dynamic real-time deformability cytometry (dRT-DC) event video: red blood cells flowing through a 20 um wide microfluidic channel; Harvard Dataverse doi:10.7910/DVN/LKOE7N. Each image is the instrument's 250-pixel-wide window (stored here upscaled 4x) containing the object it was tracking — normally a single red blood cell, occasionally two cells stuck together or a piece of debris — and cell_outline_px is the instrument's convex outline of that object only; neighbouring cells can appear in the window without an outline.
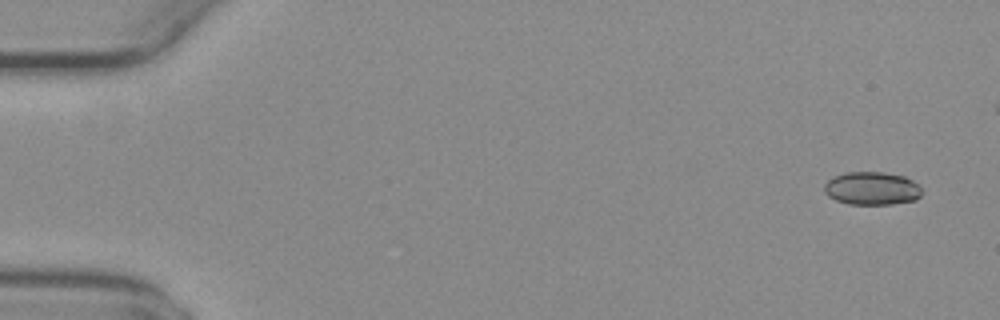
{"species": "common noctule bat (a hibernating species)", "species_latin": "Nyctalus noctula", "temperature_condition": "warm", "stored_images_in_passage": 19, "camera_frame_rate_fps": 3000, "um_per_image_px": 0.085, "animal": {"sex": "female", "body_mass_g": 29.2, "forearm_length_mm": 56.3}, "frame": {"image": 1, "passage_image": 1, "time_ms": 0.0, "image_size_px": [1000, 320], "cell_outline_px": [[920, 196], [916, 200], [892, 204], [848, 204], [836, 200], [828, 196], [824, 192], [824, 184], [832, 176], [844, 172], [884, 172], [904, 176], [920, 184]], "centroid_in_image_um": [74.09, 16.0], "position_along_channel_um": 10.9, "area_um2": 19.02}}
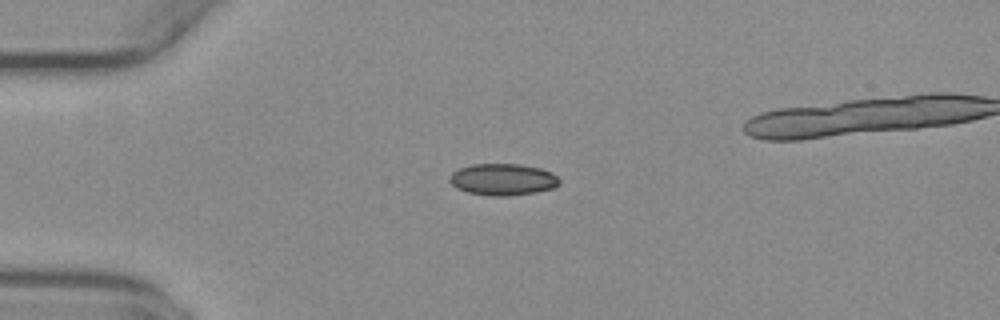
{"frame": {"image": 2, "passage_image": 12, "time_ms": 3.667, "image_size_px": [1000, 320], "cell_outline_px": [[560, 184], [552, 188], [536, 192], [508, 196], [488, 196], [468, 192], [456, 188], [448, 180], [448, 176], [452, 172], [460, 168], [472, 164], [520, 164], [540, 168], [552, 172], [560, 180]], "centroid_in_image_um": [42.72, 15.25], "position_along_channel_um": 42.3, "area_um2": 20.4}}
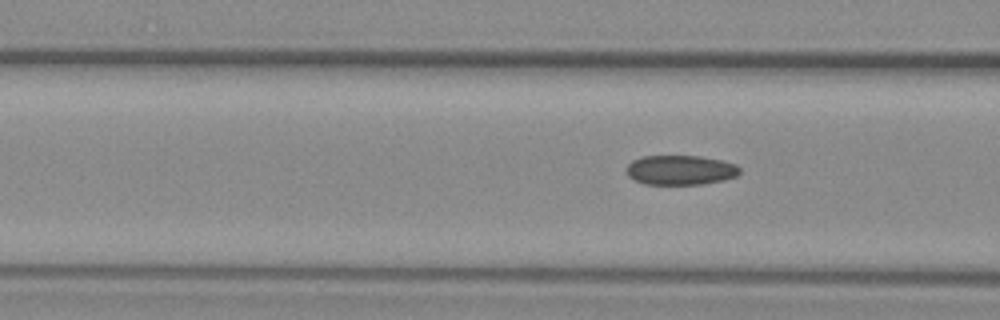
{"frame": {"image": 3, "passage_image": 19, "time_ms": 6.0, "image_size_px": [1000, 320], "cell_outline_px": [[740, 172], [736, 176], [724, 180], [704, 184], [644, 184], [628, 176], [624, 168], [632, 160], [644, 156], [700, 156], [720, 160], [736, 164], [740, 168]], "centroid_in_image_um": [57.82, 14.45], "position_along_channel_um": 108.8, "area_um2": 19.65}}